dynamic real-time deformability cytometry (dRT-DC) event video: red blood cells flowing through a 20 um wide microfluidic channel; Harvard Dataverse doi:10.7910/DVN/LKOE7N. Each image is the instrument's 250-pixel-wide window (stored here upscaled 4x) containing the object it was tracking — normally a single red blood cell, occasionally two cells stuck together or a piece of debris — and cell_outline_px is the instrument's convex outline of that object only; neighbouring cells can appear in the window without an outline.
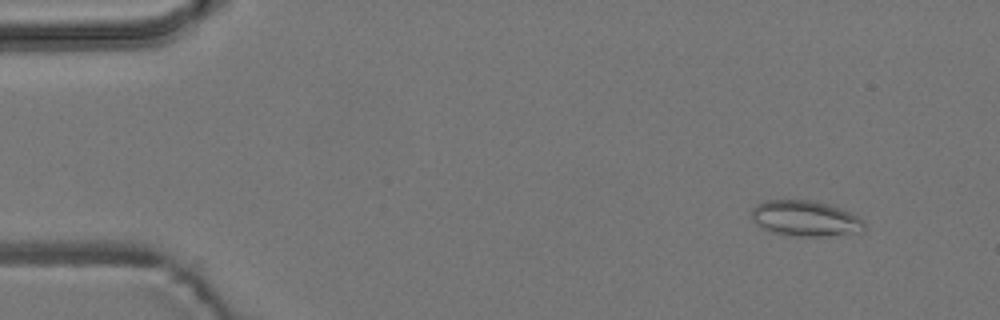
{"species": "common noctule bat (a hibernating species)", "species_latin": "Nyctalus noctula", "temperature_condition": "room temperature", "stored_images_in_passage": 6, "camera_frame_rate_fps": 3000, "um_per_image_px": 0.085, "animal": {"sex": "male", "body_mass_g": 19.2, "forearm_length_mm": 51.8}, "frame": {"image": 1, "passage_image": 1, "time_ms": 0.0, "image_size_px": [1000, 320], "cell_outline_px": [[864, 232], [828, 236], [788, 236], [772, 232], [760, 228], [752, 220], [752, 208], [756, 204], [764, 200], [816, 200], [840, 208], [864, 220]], "centroid_in_image_um": [68.43, 18.57], "position_along_channel_um": 16.6, "area_um2": 23.76}}